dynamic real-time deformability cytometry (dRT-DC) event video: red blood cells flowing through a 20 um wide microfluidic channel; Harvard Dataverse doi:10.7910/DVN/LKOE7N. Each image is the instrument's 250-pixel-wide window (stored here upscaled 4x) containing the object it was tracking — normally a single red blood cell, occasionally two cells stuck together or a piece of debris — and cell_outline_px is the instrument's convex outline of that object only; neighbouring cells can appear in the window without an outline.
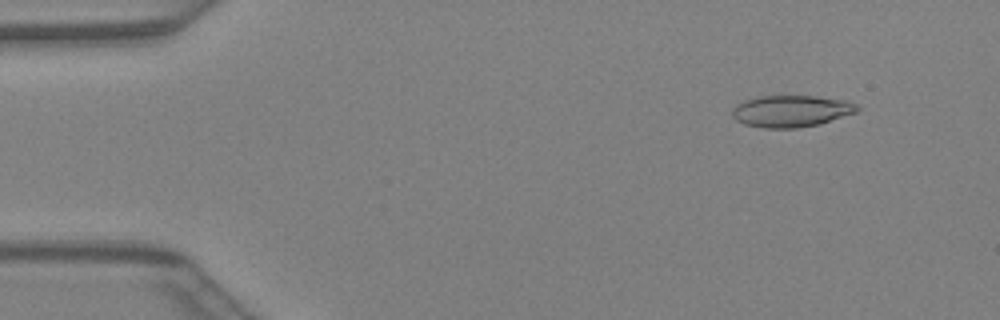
{"species": "Egyptian fruit bat (a non-hibernating species)", "species_latin": "Rousettus aegyptiacus", "temperature_condition": "warm", "stored_images_in_passage": 23, "camera_frame_rate_fps": 3000, "um_per_image_px": 0.085, "animal": {"sex": "female"}, "frame": {"image": 1, "passage_image": 4, "time_ms": 1.0, "image_size_px": [1000, 320], "cell_outline_px": [[860, 108], [856, 112], [820, 124], [796, 128], [764, 128], [744, 124], [736, 120], [732, 116], [732, 108], [736, 104], [744, 100], [760, 96], [816, 96], [848, 100], [856, 104]], "centroid_in_image_um": [67.24, 9.44], "position_along_channel_um": 17.8, "area_um2": 23.24}}
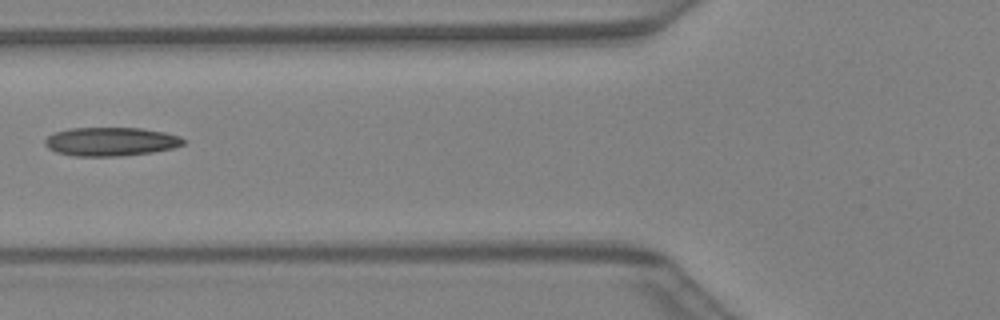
{"frame": {"image": 2, "passage_image": 16, "time_ms": 5.0, "image_size_px": [1000, 320], "cell_outline_px": [[188, 140], [184, 144], [172, 148], [152, 152], [120, 156], [72, 156], [56, 152], [48, 148], [44, 144], [44, 140], [48, 136], [56, 132], [72, 128], [140, 128], [164, 132], [180, 136]], "centroid_in_image_um": [9.43, 12.04], "position_along_channel_um": 116.4, "area_um2": 23.18}}
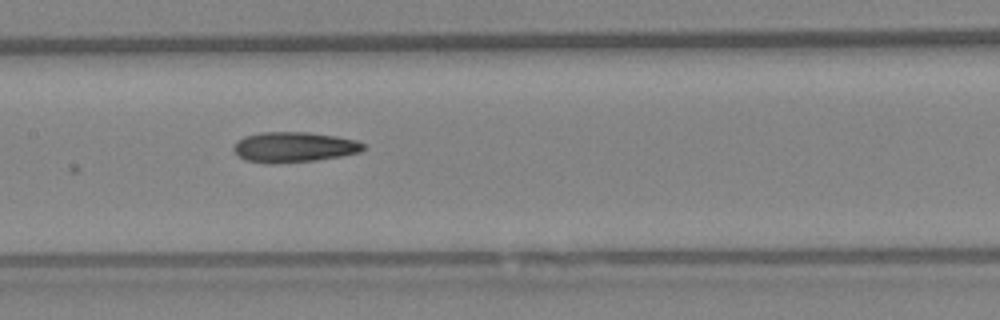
{"frame": {"image": 3, "passage_image": 20, "time_ms": 6.333, "image_size_px": [1000, 320], "cell_outline_px": [[368, 148], [360, 152], [340, 156], [316, 160], [244, 160], [236, 156], [232, 148], [236, 140], [244, 136], [260, 132], [308, 132], [336, 136], [356, 140], [364, 144]], "centroid_in_image_um": [25.01, 12.45], "position_along_channel_um": 182.4, "area_um2": 22.2}}